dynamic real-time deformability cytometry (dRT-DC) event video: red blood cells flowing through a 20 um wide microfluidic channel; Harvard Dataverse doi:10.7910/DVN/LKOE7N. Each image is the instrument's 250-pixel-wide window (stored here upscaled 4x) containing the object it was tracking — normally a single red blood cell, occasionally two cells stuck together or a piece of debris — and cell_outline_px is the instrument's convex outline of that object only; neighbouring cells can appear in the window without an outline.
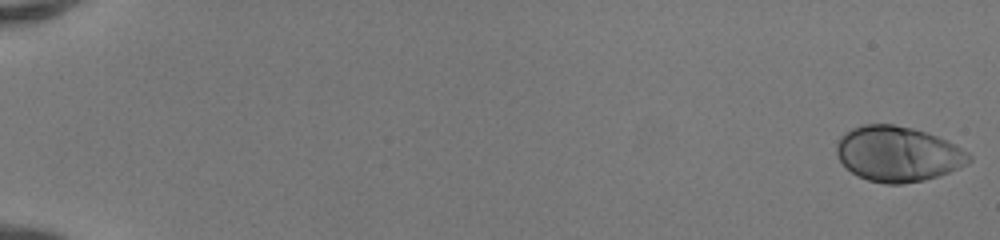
{"species": "human", "species_latin": "Homo sapiens", "temperature_condition": "room temperature", "stored_images_in_passage": 51, "camera_frame_rate_fps": 3000, "um_per_image_px": 0.085, "donor": {"sex": "female"}, "frame": {"image": 1, "passage_image": 1, "time_ms": 0.0, "image_size_px": [1000, 240], "cell_outline_px": [[972, 160], [968, 164], [948, 172], [924, 180], [904, 184], [884, 184], [868, 180], [852, 172], [840, 160], [836, 152], [836, 144], [840, 136], [844, 132], [852, 128], [864, 124], [892, 124], [912, 128], [948, 140], [968, 152], [972, 156]], "centroid_in_image_um": [76.32, 13.08], "position_along_channel_um": 8.7, "area_um2": 42.6}}
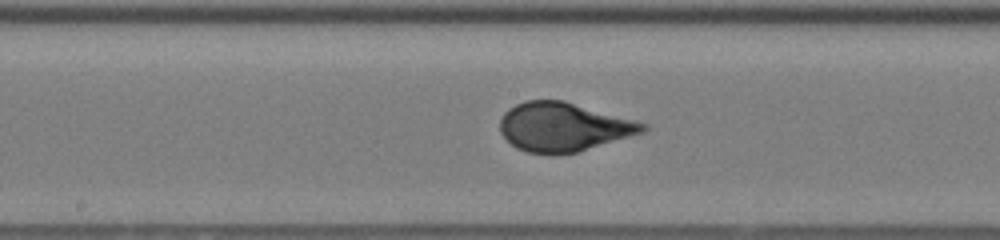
{"frame": {"image": 2, "passage_image": 29, "time_ms": 9.333, "image_size_px": [1000, 240], "cell_outline_px": [[648, 128], [644, 132], [576, 152], [552, 156], [528, 152], [516, 148], [500, 132], [500, 120], [504, 112], [508, 108], [524, 100], [564, 100], [648, 124]], "centroid_in_image_um": [47.86, 10.79], "position_along_channel_um": 200.3, "area_um2": 40.69}}
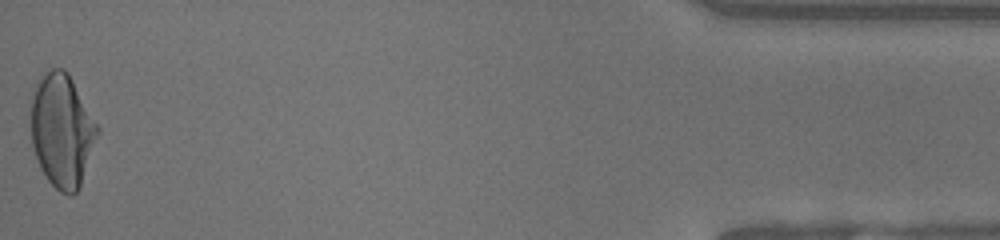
{"frame": {"image": 3, "passage_image": 51, "time_ms": 16.667, "image_size_px": [1000, 240], "cell_outline_px": [[100, 132], [80, 188], [72, 196], [68, 196], [60, 192], [48, 180], [40, 168], [32, 148], [32, 92], [36, 80], [44, 72], [52, 68], [64, 68], [68, 72], [100, 128]], "centroid_in_image_um": [5.28, 11.09], "position_along_channel_um": 429.9, "area_um2": 44.45}, "authors_computed_cell_mechanics": {"area_um2": 41.1536, "velocity_mm_per_s": 4.1917, "shape_relaxation_time_tau1_ms": 4.2985, "shape_relaxation_time_tau2_ms": null, "deformation_change_tau1": 0.2219, "deformation_change_tau2": null}}